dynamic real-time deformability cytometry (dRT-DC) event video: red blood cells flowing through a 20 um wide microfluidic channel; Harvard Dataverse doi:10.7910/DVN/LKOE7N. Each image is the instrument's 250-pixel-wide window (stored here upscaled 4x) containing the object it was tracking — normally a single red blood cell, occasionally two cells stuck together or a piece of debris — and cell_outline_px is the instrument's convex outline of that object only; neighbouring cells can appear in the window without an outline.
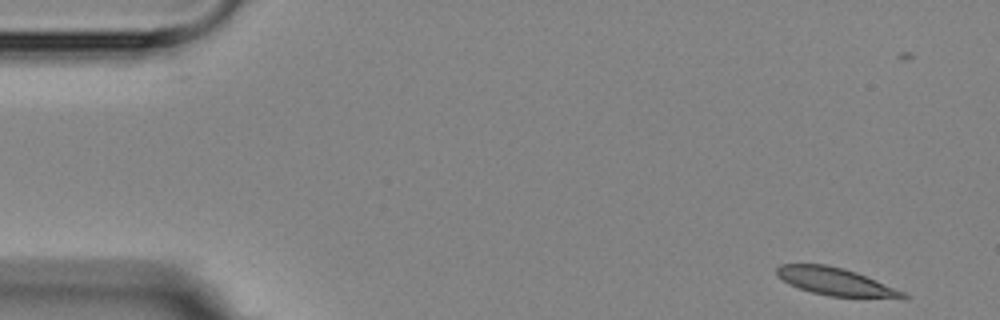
{"species": "Egyptian fruit bat (a non-hibernating species)", "species_latin": "Rousettus aegyptiacus", "temperature_condition": "room temperature", "stored_images_in_passage": 5, "camera_frame_rate_fps": 3000, "um_per_image_px": 0.085, "animal": {"sex": "female"}, "frame": {"image": 1, "passage_image": 1, "time_ms": 0.0, "image_size_px": [1000, 320], "cell_outline_px": [[912, 296], [908, 300], [904, 300], [828, 296], [812, 292], [788, 284], [776, 276], [776, 268], [780, 264], [824, 264], [844, 268], [856, 272], [876, 280], [904, 292]], "centroid_in_image_um": [71.12, 23.98], "position_along_channel_um": 13.9, "area_um2": 20.92}}